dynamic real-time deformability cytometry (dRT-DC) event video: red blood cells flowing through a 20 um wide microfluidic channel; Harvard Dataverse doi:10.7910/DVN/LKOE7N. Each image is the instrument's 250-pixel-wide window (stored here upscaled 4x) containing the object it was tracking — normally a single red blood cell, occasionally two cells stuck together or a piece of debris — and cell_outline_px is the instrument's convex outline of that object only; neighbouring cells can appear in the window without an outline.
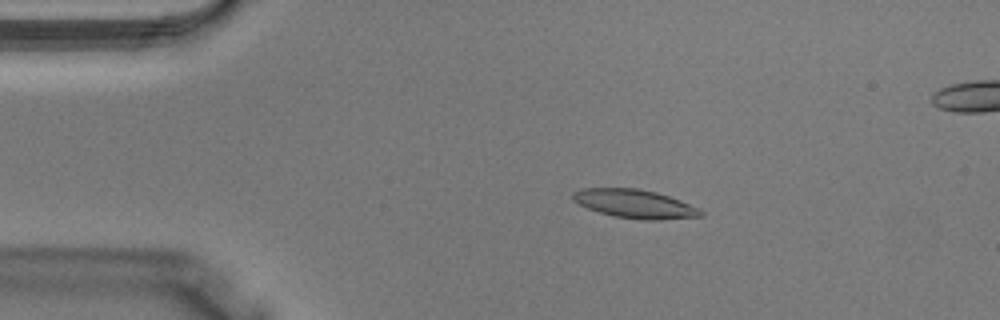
{"species": "Egyptian fruit bat (a non-hibernating species)", "species_latin": "Rousettus aegyptiacus", "temperature_condition": "warm", "stored_images_in_passage": 39, "segment_of_instrument_passage": [1, 2], "camera_frame_rate_fps": 3000, "um_per_image_px": 0.085, "animal": {"sex": "male"}, "frame": {"image": 1, "passage_image": 6, "time_ms": 1.667, "image_size_px": [1000, 320], "cell_outline_px": [[704, 216], [656, 220], [644, 220], [616, 216], [600, 212], [588, 208], [572, 200], [572, 192], [584, 188], [640, 188], [656, 192], [680, 200], [700, 208], [704, 212]], "centroid_in_image_um": [53.99, 17.32], "position_along_channel_um": 31.0, "area_um2": 21.27}}
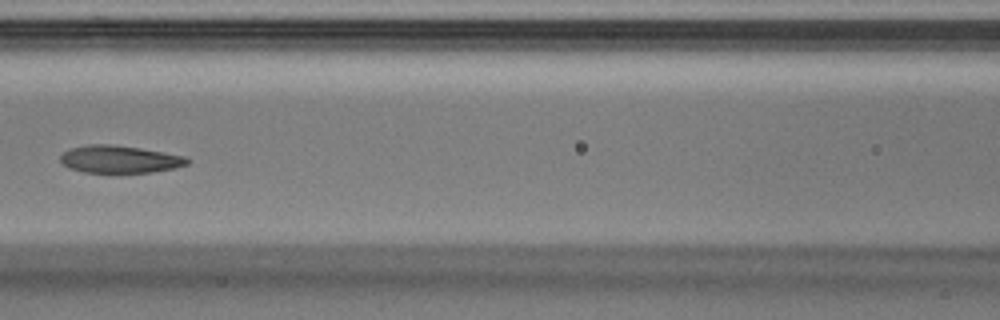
{"frame": {"image": 2, "passage_image": 16, "time_ms": 5.0, "image_size_px": [1000, 320], "cell_outline_px": [[192, 160], [188, 164], [176, 168], [152, 172], [84, 172], [68, 168], [60, 160], [60, 156], [64, 152], [72, 148], [88, 144], [112, 144], [140, 148], [184, 156]], "centroid_in_image_um": [10.19, 13.53], "position_along_channel_um": 156.4, "area_um2": 20.23}}
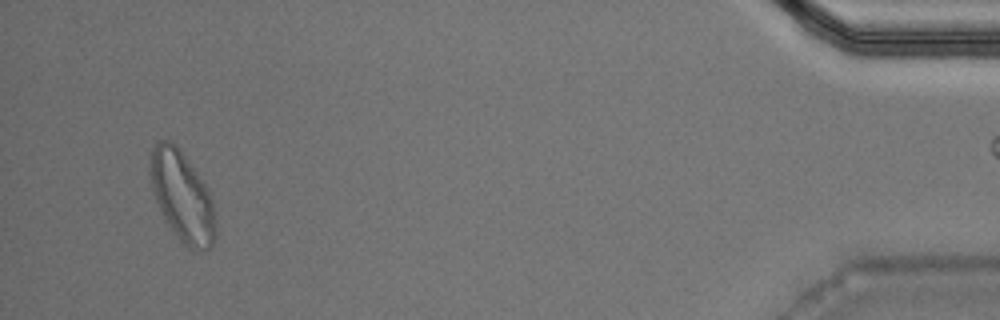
{"frame": {"image": 3, "passage_image": 36, "time_ms": 11.667, "image_size_px": [1000, 320], "cell_outline_px": [[216, 236], [212, 244], [208, 248], [188, 248], [180, 240], [164, 216], [156, 200], [148, 168], [152, 148], [160, 140], [172, 140], [196, 172], [204, 184], [212, 200], [216, 228]], "centroid_in_image_um": [15.47, 16.66], "position_along_channel_um": 419.7, "area_um2": 33.35}}